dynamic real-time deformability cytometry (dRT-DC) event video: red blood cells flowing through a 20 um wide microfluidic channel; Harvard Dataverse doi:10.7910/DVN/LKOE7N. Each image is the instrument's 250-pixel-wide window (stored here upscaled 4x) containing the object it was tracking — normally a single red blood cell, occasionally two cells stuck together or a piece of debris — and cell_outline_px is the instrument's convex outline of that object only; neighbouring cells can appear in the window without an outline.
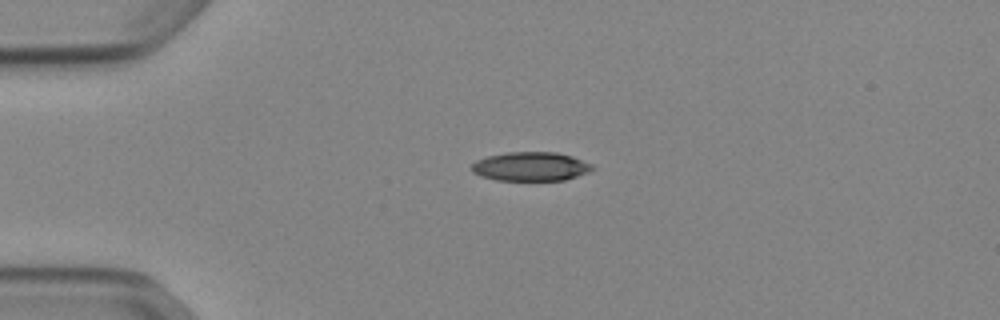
{"species": "Egyptian fruit bat (a non-hibernating species)", "species_latin": "Rousettus aegyptiacus", "temperature_condition": "cold", "stored_images_in_passage": 52, "camera_frame_rate_fps": 3000, "um_per_image_px": 0.085, "animal": {"sex": "female"}, "frame": {"image": 1, "passage_image": 12, "time_ms": 3.667, "image_size_px": [1000, 320], "cell_outline_px": [[596, 168], [588, 172], [564, 180], [496, 180], [480, 176], [472, 172], [468, 168], [476, 160], [488, 156], [508, 152], [556, 152], [572, 156], [592, 164]], "centroid_in_image_um": [45.08, 14.15], "position_along_channel_um": 39.9, "area_um2": 20.46}}
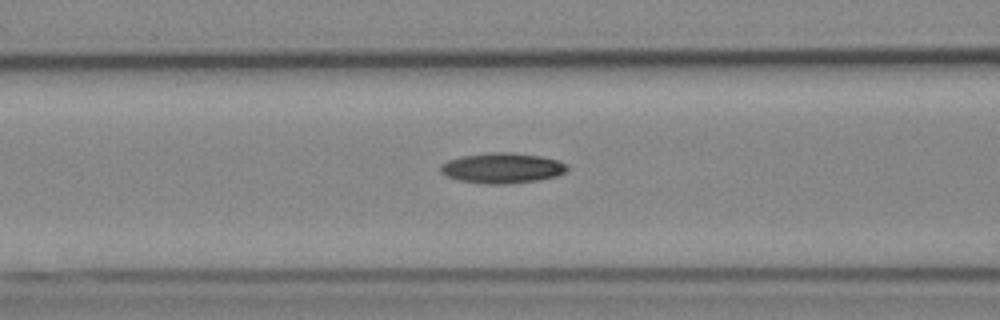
{"frame": {"image": 2, "passage_image": 21, "time_ms": 6.667, "image_size_px": [1000, 320], "cell_outline_px": [[568, 168], [560, 176], [540, 180], [508, 184], [484, 184], [456, 180], [440, 172], [440, 164], [448, 160], [460, 156], [492, 152], [512, 152], [540, 156], [556, 160], [568, 164]], "centroid_in_image_um": [42.68, 14.29], "position_along_channel_um": 123.9, "area_um2": 22.72}}
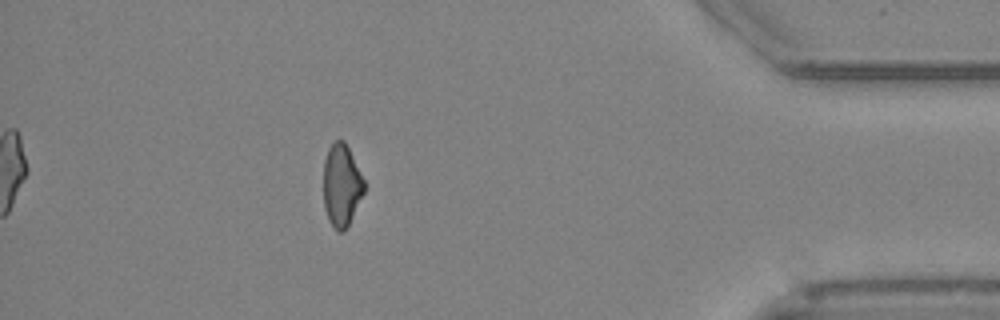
{"frame": {"image": 3, "passage_image": 46, "time_ms": 15.0, "image_size_px": [1000, 320], "cell_outline_px": [[364, 192], [344, 232], [340, 232], [328, 220], [324, 208], [324, 160], [328, 148], [336, 140], [344, 140], [364, 180]], "centroid_in_image_um": [29.01, 15.74], "position_along_channel_um": 406.2, "area_um2": 19.13}, "authors_computed_cell_mechanics": {"area_um2": 20.8658, "velocity_mm_per_s": 3.8944, "shape_relaxation_time_tau1_ms": 11.055, "shape_relaxation_time_tau2_ms": null, "deformation_change_tau1": 0.205, "deformation_change_tau2": null}}